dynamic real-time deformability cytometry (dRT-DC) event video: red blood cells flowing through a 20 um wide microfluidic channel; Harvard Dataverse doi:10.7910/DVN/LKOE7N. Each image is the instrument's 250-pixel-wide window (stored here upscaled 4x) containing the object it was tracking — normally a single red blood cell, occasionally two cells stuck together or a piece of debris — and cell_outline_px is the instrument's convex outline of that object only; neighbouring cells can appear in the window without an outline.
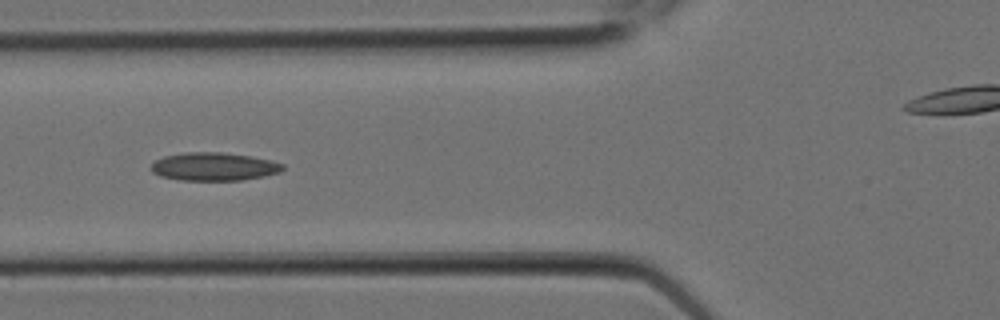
{"species": "Egyptian fruit bat (a non-hibernating species)", "species_latin": "Rousettus aegyptiacus", "temperature_condition": "room temperature", "stored_images_in_passage": 8, "camera_frame_rate_fps": 3000, "um_per_image_px": 0.085, "animal": {"sex": "female"}, "frame": {"image": 1, "passage_image": 7, "time_ms": 2.0, "image_size_px": [1000, 320], "cell_outline_px": [[284, 168], [280, 172], [264, 176], [240, 180], [180, 180], [160, 176], [152, 172], [152, 164], [156, 160], [164, 156], [184, 152], [224, 152], [248, 156], [268, 160], [284, 164]], "centroid_in_image_um": [18.17, 14.16], "position_along_channel_um": 107.6, "area_um2": 21.44}}
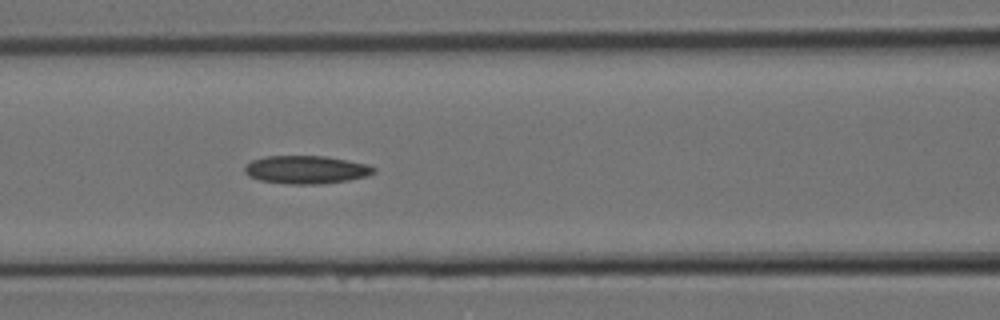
{"frame": {"image": 2, "passage_image": 8, "time_ms": 2.333, "image_size_px": [1000, 320], "cell_outline_px": [[376, 172], [368, 176], [348, 180], [320, 184], [288, 184], [260, 180], [248, 176], [244, 172], [244, 168], [252, 160], [264, 156], [324, 156], [348, 160], [368, 164], [376, 168]], "centroid_in_image_um": [26.04, 14.42], "position_along_channel_um": 140.6, "area_um2": 21.21}}